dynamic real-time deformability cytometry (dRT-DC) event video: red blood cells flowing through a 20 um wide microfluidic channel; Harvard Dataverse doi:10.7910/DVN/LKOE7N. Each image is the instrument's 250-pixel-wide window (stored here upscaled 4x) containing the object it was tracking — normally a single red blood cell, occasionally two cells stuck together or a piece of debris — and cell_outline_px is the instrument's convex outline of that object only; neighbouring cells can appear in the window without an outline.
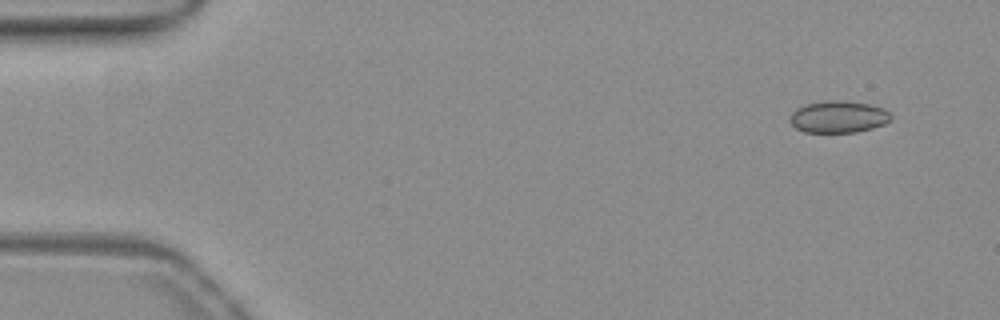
{"species": "common noctule bat (a hibernating species)", "species_latin": "Nyctalus noctula", "temperature_condition": "warm", "stored_images_in_passage": 50, "camera_frame_rate_fps": 3000, "um_per_image_px": 0.085, "animal": {"sex": "female", "body_mass_g": 19.3, "forearm_length_mm": 54.1}, "frame": {"image": 1, "passage_image": 1, "time_ms": 0.0, "image_size_px": [1000, 320], "cell_outline_px": [[892, 120], [884, 124], [872, 128], [856, 132], [804, 132], [796, 128], [788, 120], [792, 112], [796, 108], [804, 104], [824, 100], [836, 100], [868, 104], [884, 108], [892, 116]], "centroid_in_image_um": [71.24, 9.93], "position_along_channel_um": 13.8, "area_um2": 18.9}}
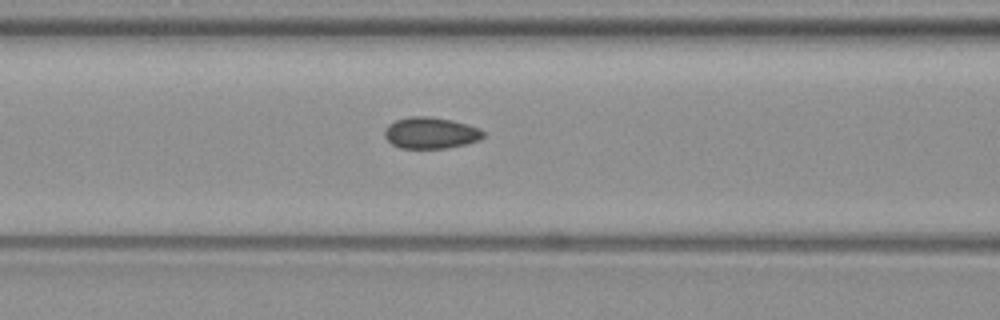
{"frame": {"image": 2, "passage_image": 19, "time_ms": 6.0, "image_size_px": [1000, 320], "cell_outline_px": [[484, 136], [480, 140], [468, 144], [448, 148], [400, 148], [392, 144], [384, 136], [384, 128], [388, 124], [396, 120], [408, 116], [428, 116], [452, 120], [468, 124], [480, 128], [484, 132]], "centroid_in_image_um": [36.62, 11.29], "position_along_channel_um": 130.0, "area_um2": 18.32}}
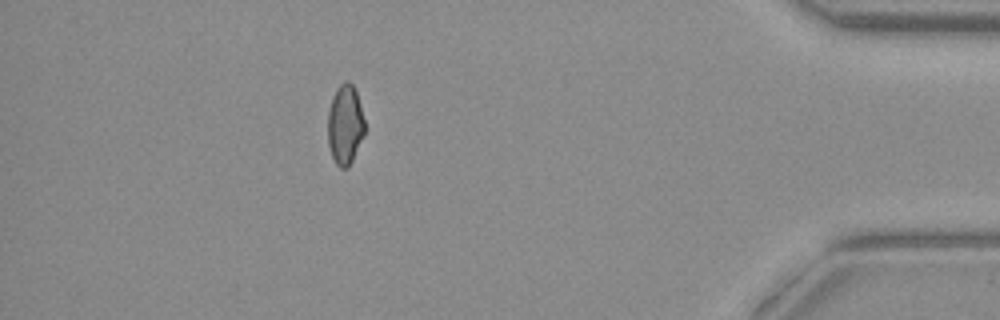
{"frame": {"image": 3, "passage_image": 44, "time_ms": 14.333, "image_size_px": [1000, 320], "cell_outline_px": [[364, 136], [348, 168], [340, 168], [336, 164], [332, 156], [328, 144], [328, 112], [332, 96], [336, 88], [344, 80], [348, 80], [352, 84], [356, 92], [360, 104], [364, 120]], "centroid_in_image_um": [29.32, 10.58], "position_along_channel_um": 405.9, "area_um2": 17.22}, "authors_computed_cell_mechanics": {"area_um2": 17.8024, "velocity_mm_per_s": 3.9229, "shape_relaxation_time_tau1_ms": null, "shape_relaxation_time_tau2_ms": 1.1381, "deformation_change_tau1": null, "deformation_change_tau2": 0.0526}}